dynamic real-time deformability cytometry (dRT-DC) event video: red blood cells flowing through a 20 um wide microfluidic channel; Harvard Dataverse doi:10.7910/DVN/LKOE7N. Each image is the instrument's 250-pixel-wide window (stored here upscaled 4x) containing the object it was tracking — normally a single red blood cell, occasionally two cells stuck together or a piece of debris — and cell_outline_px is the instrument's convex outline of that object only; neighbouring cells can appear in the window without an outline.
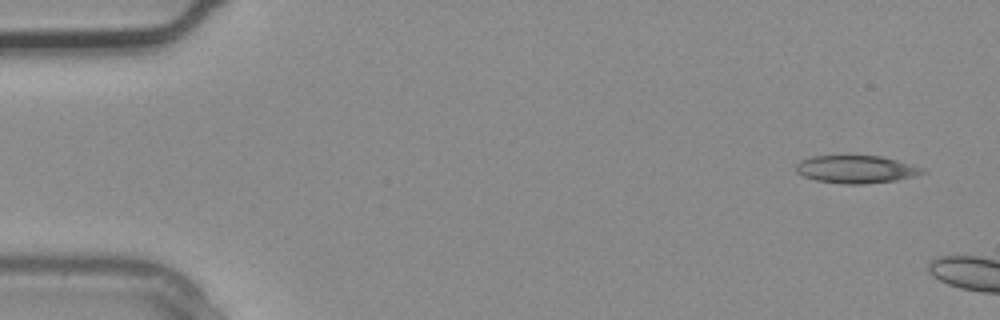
{"species": "common noctule bat (a hibernating species)", "species_latin": "Nyctalus noctula", "temperature_condition": "warm", "stored_images_in_passage": 3, "camera_frame_rate_fps": 3000, "um_per_image_px": 0.085, "animal": {"sex": "male", "body_mass_g": 20.4}, "frame": {"image": 1, "passage_image": 1, "time_ms": 0.0, "image_size_px": [1000, 320], "cell_outline_px": [[924, 172], [912, 176], [896, 180], [864, 184], [844, 184], [816, 180], [804, 176], [796, 172], [796, 164], [800, 160], [812, 156], [880, 156], [912, 164], [924, 168]], "centroid_in_image_um": [72.74, 14.39], "position_along_channel_um": 12.3, "area_um2": 20.23}}
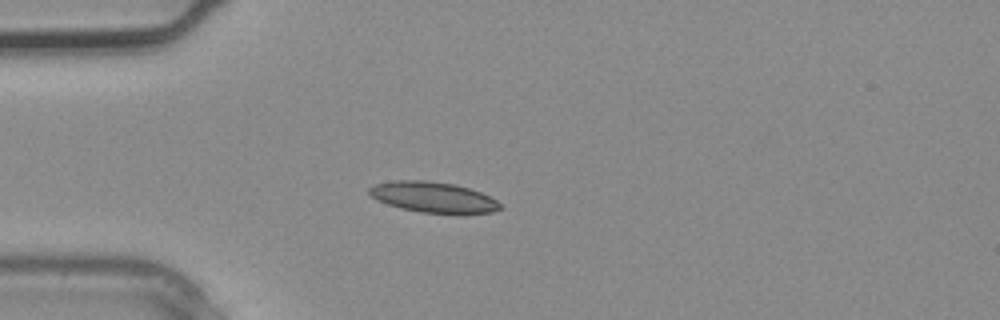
{"frame": {"image": 2, "passage_image": 3, "time_ms": 0.667, "image_size_px": [1000, 320], "cell_outline_px": [[504, 208], [492, 212], [464, 216], [420, 212], [400, 208], [376, 200], [368, 192], [368, 188], [376, 184], [392, 180], [424, 180], [456, 184], [480, 192], [496, 200]], "centroid_in_image_um": [36.87, 16.8], "position_along_channel_um": 48.1, "area_um2": 24.04}}